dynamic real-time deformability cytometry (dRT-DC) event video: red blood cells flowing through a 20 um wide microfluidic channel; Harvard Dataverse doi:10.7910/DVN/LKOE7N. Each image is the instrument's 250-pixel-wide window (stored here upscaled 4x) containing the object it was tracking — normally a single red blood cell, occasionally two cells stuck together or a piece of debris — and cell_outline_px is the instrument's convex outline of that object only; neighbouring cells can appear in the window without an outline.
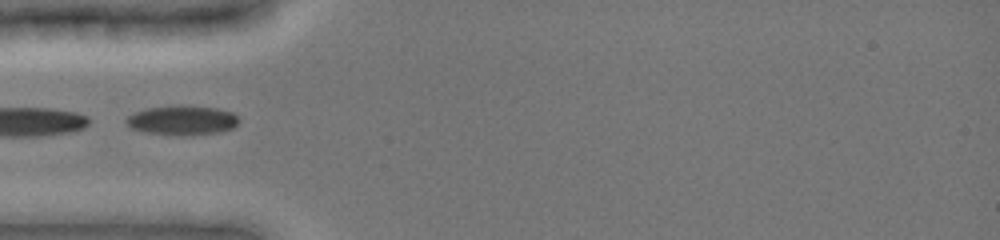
{"species": "common noctule bat (a hibernating species)", "species_latin": "Nyctalus noctula", "temperature_condition": "cold", "stored_images_in_passage": 12, "camera_frame_rate_fps": 3000, "um_per_image_px": 0.085, "animal": {"sex": "female", "body_mass_g": 19.0, "forearm_length_mm": 51.5}, "frame": {"image": 1, "passage_image": 1, "time_ms": 0.0, "image_size_px": [1000, 240], "cell_outline_px": [[240, 120], [232, 128], [220, 132], [192, 136], [180, 136], [144, 132], [132, 128], [124, 120], [128, 116], [144, 108], [216, 108], [232, 112]], "centroid_in_image_um": [15.49, 10.29], "position_along_channel_um": 69.5, "area_um2": 18.67}}
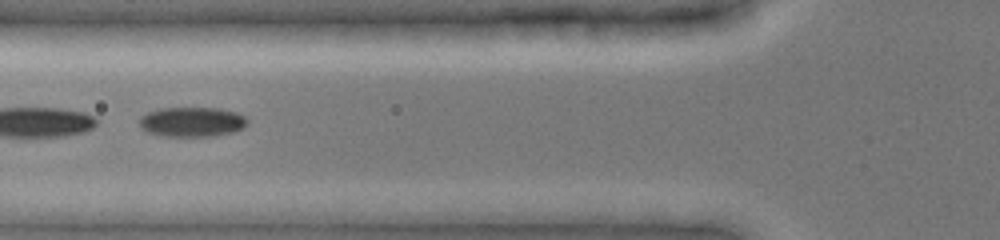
{"frame": {"image": 2, "passage_image": 4, "time_ms": 1.0, "image_size_px": [1000, 240], "cell_outline_px": [[248, 124], [244, 128], [232, 132], [216, 136], [160, 136], [148, 132], [140, 128], [140, 116], [148, 112], [160, 108], [220, 108], [236, 112], [244, 116], [248, 120]], "centroid_in_image_um": [16.33, 10.36], "position_along_channel_um": 109.5, "area_um2": 18.9}}